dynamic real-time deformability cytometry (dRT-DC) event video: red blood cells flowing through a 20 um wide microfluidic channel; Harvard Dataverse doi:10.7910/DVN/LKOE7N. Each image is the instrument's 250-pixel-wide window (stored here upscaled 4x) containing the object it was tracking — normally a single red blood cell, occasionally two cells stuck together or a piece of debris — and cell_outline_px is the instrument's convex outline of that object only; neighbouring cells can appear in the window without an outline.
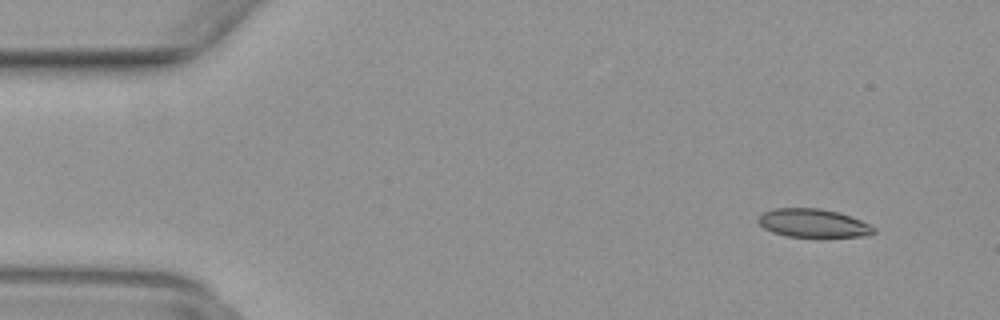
{"species": "common noctule bat (a hibernating species)", "species_latin": "Nyctalus noctula", "temperature_condition": "warm", "stored_images_in_passage": 49, "camera_frame_rate_fps": 3000, "um_per_image_px": 0.085, "animal": {"sex": "female", "body_mass_g": 29.2, "forearm_length_mm": 56.3}, "frame": {"image": 1, "passage_image": 4, "time_ms": 1.0, "image_size_px": [1000, 320], "cell_outline_px": [[876, 232], [860, 236], [788, 236], [772, 232], [764, 228], [756, 220], [764, 212], [776, 208], [820, 208], [836, 212], [860, 220], [876, 228]], "centroid_in_image_um": [69.08, 18.96], "position_along_channel_um": 15.9, "area_um2": 18.67}}
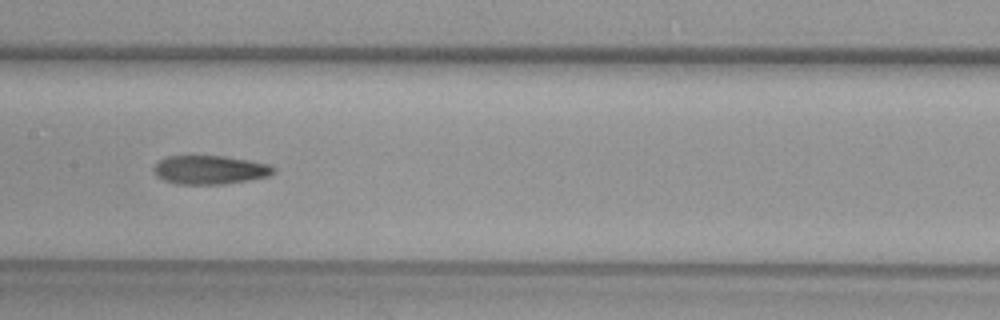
{"frame": {"image": 2, "passage_image": 24, "time_ms": 7.667, "image_size_px": [1000, 320], "cell_outline_px": [[276, 172], [268, 176], [248, 180], [224, 184], [176, 184], [164, 180], [156, 176], [152, 172], [152, 168], [160, 160], [168, 156], [224, 156], [248, 160], [268, 164], [276, 168]], "centroid_in_image_um": [17.83, 14.44], "position_along_channel_um": 189.6, "area_um2": 20.11}}
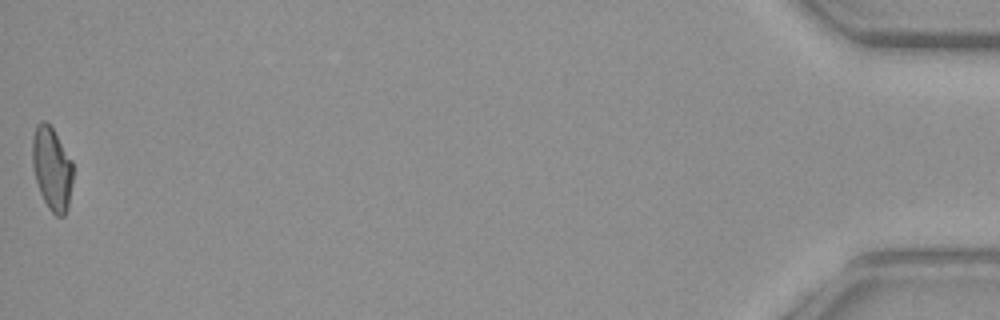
{"frame": {"image": 3, "passage_image": 49, "time_ms": 16.0, "image_size_px": [1000, 320], "cell_outline_px": [[72, 180], [68, 208], [64, 216], [56, 216], [48, 208], [40, 192], [36, 180], [32, 164], [32, 136], [36, 124], [40, 120], [44, 120], [52, 128], [72, 160]], "centroid_in_image_um": [4.4, 14.32], "position_along_channel_um": 430.8, "area_um2": 19.65}}